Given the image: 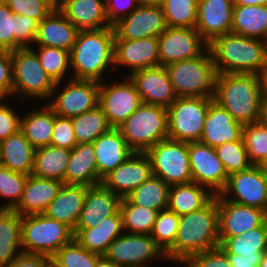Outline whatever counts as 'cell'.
Masks as SVG:
<instances>
[{
	"instance_id": "obj_58",
	"label": "cell",
	"mask_w": 267,
	"mask_h": 267,
	"mask_svg": "<svg viewBox=\"0 0 267 267\" xmlns=\"http://www.w3.org/2000/svg\"><path fill=\"white\" fill-rule=\"evenodd\" d=\"M232 267H259L262 257H243L241 255L227 254Z\"/></svg>"
},
{
	"instance_id": "obj_25",
	"label": "cell",
	"mask_w": 267,
	"mask_h": 267,
	"mask_svg": "<svg viewBox=\"0 0 267 267\" xmlns=\"http://www.w3.org/2000/svg\"><path fill=\"white\" fill-rule=\"evenodd\" d=\"M121 199L102 184L87 186L84 206L75 229L95 227L102 219L114 215L119 210Z\"/></svg>"
},
{
	"instance_id": "obj_35",
	"label": "cell",
	"mask_w": 267,
	"mask_h": 267,
	"mask_svg": "<svg viewBox=\"0 0 267 267\" xmlns=\"http://www.w3.org/2000/svg\"><path fill=\"white\" fill-rule=\"evenodd\" d=\"M71 150L51 145L36 148L32 175L64 182Z\"/></svg>"
},
{
	"instance_id": "obj_48",
	"label": "cell",
	"mask_w": 267,
	"mask_h": 267,
	"mask_svg": "<svg viewBox=\"0 0 267 267\" xmlns=\"http://www.w3.org/2000/svg\"><path fill=\"white\" fill-rule=\"evenodd\" d=\"M179 222L180 216L168 209L159 211L157 214L150 235L164 253L174 244Z\"/></svg>"
},
{
	"instance_id": "obj_45",
	"label": "cell",
	"mask_w": 267,
	"mask_h": 267,
	"mask_svg": "<svg viewBox=\"0 0 267 267\" xmlns=\"http://www.w3.org/2000/svg\"><path fill=\"white\" fill-rule=\"evenodd\" d=\"M215 151L228 175L247 170L253 165L250 162L242 137L239 140L215 147Z\"/></svg>"
},
{
	"instance_id": "obj_59",
	"label": "cell",
	"mask_w": 267,
	"mask_h": 267,
	"mask_svg": "<svg viewBox=\"0 0 267 267\" xmlns=\"http://www.w3.org/2000/svg\"><path fill=\"white\" fill-rule=\"evenodd\" d=\"M260 88H261V98L262 100H267V66L258 74Z\"/></svg>"
},
{
	"instance_id": "obj_8",
	"label": "cell",
	"mask_w": 267,
	"mask_h": 267,
	"mask_svg": "<svg viewBox=\"0 0 267 267\" xmlns=\"http://www.w3.org/2000/svg\"><path fill=\"white\" fill-rule=\"evenodd\" d=\"M152 175L169 186L193 182L188 155V142L166 138L148 149Z\"/></svg>"
},
{
	"instance_id": "obj_62",
	"label": "cell",
	"mask_w": 267,
	"mask_h": 267,
	"mask_svg": "<svg viewBox=\"0 0 267 267\" xmlns=\"http://www.w3.org/2000/svg\"><path fill=\"white\" fill-rule=\"evenodd\" d=\"M50 5L54 10H60L63 0H43Z\"/></svg>"
},
{
	"instance_id": "obj_67",
	"label": "cell",
	"mask_w": 267,
	"mask_h": 267,
	"mask_svg": "<svg viewBox=\"0 0 267 267\" xmlns=\"http://www.w3.org/2000/svg\"><path fill=\"white\" fill-rule=\"evenodd\" d=\"M124 267H146V266H143V265H134V266H124Z\"/></svg>"
},
{
	"instance_id": "obj_47",
	"label": "cell",
	"mask_w": 267,
	"mask_h": 267,
	"mask_svg": "<svg viewBox=\"0 0 267 267\" xmlns=\"http://www.w3.org/2000/svg\"><path fill=\"white\" fill-rule=\"evenodd\" d=\"M28 175L0 165V197L10 199L0 209H14L21 201Z\"/></svg>"
},
{
	"instance_id": "obj_57",
	"label": "cell",
	"mask_w": 267,
	"mask_h": 267,
	"mask_svg": "<svg viewBox=\"0 0 267 267\" xmlns=\"http://www.w3.org/2000/svg\"><path fill=\"white\" fill-rule=\"evenodd\" d=\"M5 267H51V258L43 254L22 252Z\"/></svg>"
},
{
	"instance_id": "obj_32",
	"label": "cell",
	"mask_w": 267,
	"mask_h": 267,
	"mask_svg": "<svg viewBox=\"0 0 267 267\" xmlns=\"http://www.w3.org/2000/svg\"><path fill=\"white\" fill-rule=\"evenodd\" d=\"M36 148L19 130L0 142V165L11 171L31 175L34 167Z\"/></svg>"
},
{
	"instance_id": "obj_49",
	"label": "cell",
	"mask_w": 267,
	"mask_h": 267,
	"mask_svg": "<svg viewBox=\"0 0 267 267\" xmlns=\"http://www.w3.org/2000/svg\"><path fill=\"white\" fill-rule=\"evenodd\" d=\"M0 49L16 50V19L4 0H0Z\"/></svg>"
},
{
	"instance_id": "obj_28",
	"label": "cell",
	"mask_w": 267,
	"mask_h": 267,
	"mask_svg": "<svg viewBox=\"0 0 267 267\" xmlns=\"http://www.w3.org/2000/svg\"><path fill=\"white\" fill-rule=\"evenodd\" d=\"M86 194L87 186L85 185L63 184L44 214L48 218L67 225L74 231L84 206Z\"/></svg>"
},
{
	"instance_id": "obj_55",
	"label": "cell",
	"mask_w": 267,
	"mask_h": 267,
	"mask_svg": "<svg viewBox=\"0 0 267 267\" xmlns=\"http://www.w3.org/2000/svg\"><path fill=\"white\" fill-rule=\"evenodd\" d=\"M20 126L21 119L16 115L12 108L0 104V142L18 132Z\"/></svg>"
},
{
	"instance_id": "obj_52",
	"label": "cell",
	"mask_w": 267,
	"mask_h": 267,
	"mask_svg": "<svg viewBox=\"0 0 267 267\" xmlns=\"http://www.w3.org/2000/svg\"><path fill=\"white\" fill-rule=\"evenodd\" d=\"M185 264L189 267H232L227 254L220 247L195 254Z\"/></svg>"
},
{
	"instance_id": "obj_20",
	"label": "cell",
	"mask_w": 267,
	"mask_h": 267,
	"mask_svg": "<svg viewBox=\"0 0 267 267\" xmlns=\"http://www.w3.org/2000/svg\"><path fill=\"white\" fill-rule=\"evenodd\" d=\"M151 175L148 156L145 153L134 152L120 166L105 175L101 184L123 198L147 181Z\"/></svg>"
},
{
	"instance_id": "obj_56",
	"label": "cell",
	"mask_w": 267,
	"mask_h": 267,
	"mask_svg": "<svg viewBox=\"0 0 267 267\" xmlns=\"http://www.w3.org/2000/svg\"><path fill=\"white\" fill-rule=\"evenodd\" d=\"M104 2L107 19L111 25L115 24L119 19L123 18L125 16L123 13L128 8H132V10L128 11V13H131L136 7L139 6L137 4V0H105Z\"/></svg>"
},
{
	"instance_id": "obj_44",
	"label": "cell",
	"mask_w": 267,
	"mask_h": 267,
	"mask_svg": "<svg viewBox=\"0 0 267 267\" xmlns=\"http://www.w3.org/2000/svg\"><path fill=\"white\" fill-rule=\"evenodd\" d=\"M99 257L73 239L51 257V267H95Z\"/></svg>"
},
{
	"instance_id": "obj_64",
	"label": "cell",
	"mask_w": 267,
	"mask_h": 267,
	"mask_svg": "<svg viewBox=\"0 0 267 267\" xmlns=\"http://www.w3.org/2000/svg\"><path fill=\"white\" fill-rule=\"evenodd\" d=\"M263 107H262V121L267 124V100H262Z\"/></svg>"
},
{
	"instance_id": "obj_14",
	"label": "cell",
	"mask_w": 267,
	"mask_h": 267,
	"mask_svg": "<svg viewBox=\"0 0 267 267\" xmlns=\"http://www.w3.org/2000/svg\"><path fill=\"white\" fill-rule=\"evenodd\" d=\"M188 155L193 182L209 188L214 195L220 194L229 175L215 148L200 141L188 142Z\"/></svg>"
},
{
	"instance_id": "obj_54",
	"label": "cell",
	"mask_w": 267,
	"mask_h": 267,
	"mask_svg": "<svg viewBox=\"0 0 267 267\" xmlns=\"http://www.w3.org/2000/svg\"><path fill=\"white\" fill-rule=\"evenodd\" d=\"M13 69L11 52L0 49V99L12 94Z\"/></svg>"
},
{
	"instance_id": "obj_43",
	"label": "cell",
	"mask_w": 267,
	"mask_h": 267,
	"mask_svg": "<svg viewBox=\"0 0 267 267\" xmlns=\"http://www.w3.org/2000/svg\"><path fill=\"white\" fill-rule=\"evenodd\" d=\"M242 138L253 165H262L267 160V124L262 120L243 125Z\"/></svg>"
},
{
	"instance_id": "obj_38",
	"label": "cell",
	"mask_w": 267,
	"mask_h": 267,
	"mask_svg": "<svg viewBox=\"0 0 267 267\" xmlns=\"http://www.w3.org/2000/svg\"><path fill=\"white\" fill-rule=\"evenodd\" d=\"M219 247L226 254L262 257L267 250V220L260 227L227 238Z\"/></svg>"
},
{
	"instance_id": "obj_60",
	"label": "cell",
	"mask_w": 267,
	"mask_h": 267,
	"mask_svg": "<svg viewBox=\"0 0 267 267\" xmlns=\"http://www.w3.org/2000/svg\"><path fill=\"white\" fill-rule=\"evenodd\" d=\"M234 5H266L267 0H233Z\"/></svg>"
},
{
	"instance_id": "obj_24",
	"label": "cell",
	"mask_w": 267,
	"mask_h": 267,
	"mask_svg": "<svg viewBox=\"0 0 267 267\" xmlns=\"http://www.w3.org/2000/svg\"><path fill=\"white\" fill-rule=\"evenodd\" d=\"M79 31L60 10H53L38 23L34 43L71 52Z\"/></svg>"
},
{
	"instance_id": "obj_6",
	"label": "cell",
	"mask_w": 267,
	"mask_h": 267,
	"mask_svg": "<svg viewBox=\"0 0 267 267\" xmlns=\"http://www.w3.org/2000/svg\"><path fill=\"white\" fill-rule=\"evenodd\" d=\"M194 59L174 62L166 66L177 97L213 98L216 71L212 54L206 49Z\"/></svg>"
},
{
	"instance_id": "obj_15",
	"label": "cell",
	"mask_w": 267,
	"mask_h": 267,
	"mask_svg": "<svg viewBox=\"0 0 267 267\" xmlns=\"http://www.w3.org/2000/svg\"><path fill=\"white\" fill-rule=\"evenodd\" d=\"M157 255L165 257L163 250L149 234H125L114 239L103 255L120 267L144 265Z\"/></svg>"
},
{
	"instance_id": "obj_26",
	"label": "cell",
	"mask_w": 267,
	"mask_h": 267,
	"mask_svg": "<svg viewBox=\"0 0 267 267\" xmlns=\"http://www.w3.org/2000/svg\"><path fill=\"white\" fill-rule=\"evenodd\" d=\"M64 182L28 175L21 201L14 208L21 216L44 214Z\"/></svg>"
},
{
	"instance_id": "obj_63",
	"label": "cell",
	"mask_w": 267,
	"mask_h": 267,
	"mask_svg": "<svg viewBox=\"0 0 267 267\" xmlns=\"http://www.w3.org/2000/svg\"><path fill=\"white\" fill-rule=\"evenodd\" d=\"M162 0H137L138 5H160Z\"/></svg>"
},
{
	"instance_id": "obj_30",
	"label": "cell",
	"mask_w": 267,
	"mask_h": 267,
	"mask_svg": "<svg viewBox=\"0 0 267 267\" xmlns=\"http://www.w3.org/2000/svg\"><path fill=\"white\" fill-rule=\"evenodd\" d=\"M98 176L93 143H80L71 150L65 173V184L95 186L101 184Z\"/></svg>"
},
{
	"instance_id": "obj_33",
	"label": "cell",
	"mask_w": 267,
	"mask_h": 267,
	"mask_svg": "<svg viewBox=\"0 0 267 267\" xmlns=\"http://www.w3.org/2000/svg\"><path fill=\"white\" fill-rule=\"evenodd\" d=\"M195 182L171 185L167 209L179 216L203 208L215 195Z\"/></svg>"
},
{
	"instance_id": "obj_46",
	"label": "cell",
	"mask_w": 267,
	"mask_h": 267,
	"mask_svg": "<svg viewBox=\"0 0 267 267\" xmlns=\"http://www.w3.org/2000/svg\"><path fill=\"white\" fill-rule=\"evenodd\" d=\"M35 52L43 70L55 83H61L64 74L71 65L70 52L54 47H39Z\"/></svg>"
},
{
	"instance_id": "obj_17",
	"label": "cell",
	"mask_w": 267,
	"mask_h": 267,
	"mask_svg": "<svg viewBox=\"0 0 267 267\" xmlns=\"http://www.w3.org/2000/svg\"><path fill=\"white\" fill-rule=\"evenodd\" d=\"M219 213V244L227 238L241 235L260 227L267 213L259 208L233 203L217 194Z\"/></svg>"
},
{
	"instance_id": "obj_39",
	"label": "cell",
	"mask_w": 267,
	"mask_h": 267,
	"mask_svg": "<svg viewBox=\"0 0 267 267\" xmlns=\"http://www.w3.org/2000/svg\"><path fill=\"white\" fill-rule=\"evenodd\" d=\"M170 186L161 178L151 177L126 197L135 205L162 211L167 209Z\"/></svg>"
},
{
	"instance_id": "obj_9",
	"label": "cell",
	"mask_w": 267,
	"mask_h": 267,
	"mask_svg": "<svg viewBox=\"0 0 267 267\" xmlns=\"http://www.w3.org/2000/svg\"><path fill=\"white\" fill-rule=\"evenodd\" d=\"M11 58L12 93L19 91L26 96L29 95L38 99H49L53 96L59 83H55L43 70L35 51L31 47L11 51Z\"/></svg>"
},
{
	"instance_id": "obj_3",
	"label": "cell",
	"mask_w": 267,
	"mask_h": 267,
	"mask_svg": "<svg viewBox=\"0 0 267 267\" xmlns=\"http://www.w3.org/2000/svg\"><path fill=\"white\" fill-rule=\"evenodd\" d=\"M217 74H259L267 66V42L228 33L209 45Z\"/></svg>"
},
{
	"instance_id": "obj_16",
	"label": "cell",
	"mask_w": 267,
	"mask_h": 267,
	"mask_svg": "<svg viewBox=\"0 0 267 267\" xmlns=\"http://www.w3.org/2000/svg\"><path fill=\"white\" fill-rule=\"evenodd\" d=\"M114 85L100 83L99 103L112 128H118L142 104L139 93L133 81Z\"/></svg>"
},
{
	"instance_id": "obj_65",
	"label": "cell",
	"mask_w": 267,
	"mask_h": 267,
	"mask_svg": "<svg viewBox=\"0 0 267 267\" xmlns=\"http://www.w3.org/2000/svg\"><path fill=\"white\" fill-rule=\"evenodd\" d=\"M259 267H267V250L263 253L262 259L259 263Z\"/></svg>"
},
{
	"instance_id": "obj_51",
	"label": "cell",
	"mask_w": 267,
	"mask_h": 267,
	"mask_svg": "<svg viewBox=\"0 0 267 267\" xmlns=\"http://www.w3.org/2000/svg\"><path fill=\"white\" fill-rule=\"evenodd\" d=\"M50 145L70 150L77 145L71 118L56 115Z\"/></svg>"
},
{
	"instance_id": "obj_18",
	"label": "cell",
	"mask_w": 267,
	"mask_h": 267,
	"mask_svg": "<svg viewBox=\"0 0 267 267\" xmlns=\"http://www.w3.org/2000/svg\"><path fill=\"white\" fill-rule=\"evenodd\" d=\"M48 104L56 115L72 118L94 109L99 103L100 80L73 79Z\"/></svg>"
},
{
	"instance_id": "obj_22",
	"label": "cell",
	"mask_w": 267,
	"mask_h": 267,
	"mask_svg": "<svg viewBox=\"0 0 267 267\" xmlns=\"http://www.w3.org/2000/svg\"><path fill=\"white\" fill-rule=\"evenodd\" d=\"M243 125L235 121L233 116L214 100L204 120L200 142L213 148L224 143L239 140L242 137Z\"/></svg>"
},
{
	"instance_id": "obj_5",
	"label": "cell",
	"mask_w": 267,
	"mask_h": 267,
	"mask_svg": "<svg viewBox=\"0 0 267 267\" xmlns=\"http://www.w3.org/2000/svg\"><path fill=\"white\" fill-rule=\"evenodd\" d=\"M118 129L134 152L145 153L168 138L167 108L142 103Z\"/></svg>"
},
{
	"instance_id": "obj_31",
	"label": "cell",
	"mask_w": 267,
	"mask_h": 267,
	"mask_svg": "<svg viewBox=\"0 0 267 267\" xmlns=\"http://www.w3.org/2000/svg\"><path fill=\"white\" fill-rule=\"evenodd\" d=\"M60 11L80 31L112 26L107 19L105 2L101 0H63Z\"/></svg>"
},
{
	"instance_id": "obj_29",
	"label": "cell",
	"mask_w": 267,
	"mask_h": 267,
	"mask_svg": "<svg viewBox=\"0 0 267 267\" xmlns=\"http://www.w3.org/2000/svg\"><path fill=\"white\" fill-rule=\"evenodd\" d=\"M122 217L118 210L104 220L102 219L95 227L88 229H74V239L85 249L103 256L110 243L121 234Z\"/></svg>"
},
{
	"instance_id": "obj_40",
	"label": "cell",
	"mask_w": 267,
	"mask_h": 267,
	"mask_svg": "<svg viewBox=\"0 0 267 267\" xmlns=\"http://www.w3.org/2000/svg\"><path fill=\"white\" fill-rule=\"evenodd\" d=\"M71 121L77 144L93 143L100 135L112 128L99 105L81 115L72 117Z\"/></svg>"
},
{
	"instance_id": "obj_61",
	"label": "cell",
	"mask_w": 267,
	"mask_h": 267,
	"mask_svg": "<svg viewBox=\"0 0 267 267\" xmlns=\"http://www.w3.org/2000/svg\"><path fill=\"white\" fill-rule=\"evenodd\" d=\"M95 267H120V266L106 259L104 256H100L96 261Z\"/></svg>"
},
{
	"instance_id": "obj_7",
	"label": "cell",
	"mask_w": 267,
	"mask_h": 267,
	"mask_svg": "<svg viewBox=\"0 0 267 267\" xmlns=\"http://www.w3.org/2000/svg\"><path fill=\"white\" fill-rule=\"evenodd\" d=\"M73 239V231L67 225L45 214L21 216V246L25 249L22 252L51 258Z\"/></svg>"
},
{
	"instance_id": "obj_4",
	"label": "cell",
	"mask_w": 267,
	"mask_h": 267,
	"mask_svg": "<svg viewBox=\"0 0 267 267\" xmlns=\"http://www.w3.org/2000/svg\"><path fill=\"white\" fill-rule=\"evenodd\" d=\"M114 40L113 26L79 31L70 52L71 66L76 74L72 79L98 81L106 67L114 64Z\"/></svg>"
},
{
	"instance_id": "obj_50",
	"label": "cell",
	"mask_w": 267,
	"mask_h": 267,
	"mask_svg": "<svg viewBox=\"0 0 267 267\" xmlns=\"http://www.w3.org/2000/svg\"><path fill=\"white\" fill-rule=\"evenodd\" d=\"M9 9L20 16H29L38 23L54 9L43 0H4Z\"/></svg>"
},
{
	"instance_id": "obj_37",
	"label": "cell",
	"mask_w": 267,
	"mask_h": 267,
	"mask_svg": "<svg viewBox=\"0 0 267 267\" xmlns=\"http://www.w3.org/2000/svg\"><path fill=\"white\" fill-rule=\"evenodd\" d=\"M21 215L14 209H0V263L9 265L21 252Z\"/></svg>"
},
{
	"instance_id": "obj_13",
	"label": "cell",
	"mask_w": 267,
	"mask_h": 267,
	"mask_svg": "<svg viewBox=\"0 0 267 267\" xmlns=\"http://www.w3.org/2000/svg\"><path fill=\"white\" fill-rule=\"evenodd\" d=\"M112 26L115 40L157 38L168 27L161 5H139Z\"/></svg>"
},
{
	"instance_id": "obj_23",
	"label": "cell",
	"mask_w": 267,
	"mask_h": 267,
	"mask_svg": "<svg viewBox=\"0 0 267 267\" xmlns=\"http://www.w3.org/2000/svg\"><path fill=\"white\" fill-rule=\"evenodd\" d=\"M126 65L132 72L159 66V48L156 37L139 40H114V65Z\"/></svg>"
},
{
	"instance_id": "obj_21",
	"label": "cell",
	"mask_w": 267,
	"mask_h": 267,
	"mask_svg": "<svg viewBox=\"0 0 267 267\" xmlns=\"http://www.w3.org/2000/svg\"><path fill=\"white\" fill-rule=\"evenodd\" d=\"M233 6V0H198L195 29L208 44L231 33Z\"/></svg>"
},
{
	"instance_id": "obj_27",
	"label": "cell",
	"mask_w": 267,
	"mask_h": 267,
	"mask_svg": "<svg viewBox=\"0 0 267 267\" xmlns=\"http://www.w3.org/2000/svg\"><path fill=\"white\" fill-rule=\"evenodd\" d=\"M98 176L102 179L126 161L134 151L129 147L118 128H111L94 142Z\"/></svg>"
},
{
	"instance_id": "obj_53",
	"label": "cell",
	"mask_w": 267,
	"mask_h": 267,
	"mask_svg": "<svg viewBox=\"0 0 267 267\" xmlns=\"http://www.w3.org/2000/svg\"><path fill=\"white\" fill-rule=\"evenodd\" d=\"M16 19V50L29 47L27 43L35 40L38 22L29 16L15 14Z\"/></svg>"
},
{
	"instance_id": "obj_41",
	"label": "cell",
	"mask_w": 267,
	"mask_h": 267,
	"mask_svg": "<svg viewBox=\"0 0 267 267\" xmlns=\"http://www.w3.org/2000/svg\"><path fill=\"white\" fill-rule=\"evenodd\" d=\"M119 211L122 217V227L131 231V234H151L157 210L133 204L127 197L120 201Z\"/></svg>"
},
{
	"instance_id": "obj_1",
	"label": "cell",
	"mask_w": 267,
	"mask_h": 267,
	"mask_svg": "<svg viewBox=\"0 0 267 267\" xmlns=\"http://www.w3.org/2000/svg\"><path fill=\"white\" fill-rule=\"evenodd\" d=\"M217 195L203 208L180 216L174 244L165 257L185 263L191 256L219 247Z\"/></svg>"
},
{
	"instance_id": "obj_36",
	"label": "cell",
	"mask_w": 267,
	"mask_h": 267,
	"mask_svg": "<svg viewBox=\"0 0 267 267\" xmlns=\"http://www.w3.org/2000/svg\"><path fill=\"white\" fill-rule=\"evenodd\" d=\"M56 114L47 105L42 110L27 113L21 118L20 130L35 148L50 145Z\"/></svg>"
},
{
	"instance_id": "obj_11",
	"label": "cell",
	"mask_w": 267,
	"mask_h": 267,
	"mask_svg": "<svg viewBox=\"0 0 267 267\" xmlns=\"http://www.w3.org/2000/svg\"><path fill=\"white\" fill-rule=\"evenodd\" d=\"M157 39L159 65L164 67L174 62L194 59L209 48V44L195 28L167 27Z\"/></svg>"
},
{
	"instance_id": "obj_66",
	"label": "cell",
	"mask_w": 267,
	"mask_h": 267,
	"mask_svg": "<svg viewBox=\"0 0 267 267\" xmlns=\"http://www.w3.org/2000/svg\"><path fill=\"white\" fill-rule=\"evenodd\" d=\"M261 167L263 168V170H264L265 172H267V160H265V161L263 162V164L261 165Z\"/></svg>"
},
{
	"instance_id": "obj_2",
	"label": "cell",
	"mask_w": 267,
	"mask_h": 267,
	"mask_svg": "<svg viewBox=\"0 0 267 267\" xmlns=\"http://www.w3.org/2000/svg\"><path fill=\"white\" fill-rule=\"evenodd\" d=\"M213 100L242 125L262 119L263 102L257 74H216Z\"/></svg>"
},
{
	"instance_id": "obj_34",
	"label": "cell",
	"mask_w": 267,
	"mask_h": 267,
	"mask_svg": "<svg viewBox=\"0 0 267 267\" xmlns=\"http://www.w3.org/2000/svg\"><path fill=\"white\" fill-rule=\"evenodd\" d=\"M231 33L267 42V6L234 5Z\"/></svg>"
},
{
	"instance_id": "obj_19",
	"label": "cell",
	"mask_w": 267,
	"mask_h": 267,
	"mask_svg": "<svg viewBox=\"0 0 267 267\" xmlns=\"http://www.w3.org/2000/svg\"><path fill=\"white\" fill-rule=\"evenodd\" d=\"M129 78L135 84L142 103L168 108L177 99L164 66L135 70Z\"/></svg>"
},
{
	"instance_id": "obj_12",
	"label": "cell",
	"mask_w": 267,
	"mask_h": 267,
	"mask_svg": "<svg viewBox=\"0 0 267 267\" xmlns=\"http://www.w3.org/2000/svg\"><path fill=\"white\" fill-rule=\"evenodd\" d=\"M233 192L235 199H227L225 194ZM225 200L259 208L267 213V175L261 165L228 176L225 188L220 192ZM225 196V197H224Z\"/></svg>"
},
{
	"instance_id": "obj_10",
	"label": "cell",
	"mask_w": 267,
	"mask_h": 267,
	"mask_svg": "<svg viewBox=\"0 0 267 267\" xmlns=\"http://www.w3.org/2000/svg\"><path fill=\"white\" fill-rule=\"evenodd\" d=\"M213 98L177 97L167 108L168 138L181 142L201 140L204 120Z\"/></svg>"
},
{
	"instance_id": "obj_42",
	"label": "cell",
	"mask_w": 267,
	"mask_h": 267,
	"mask_svg": "<svg viewBox=\"0 0 267 267\" xmlns=\"http://www.w3.org/2000/svg\"><path fill=\"white\" fill-rule=\"evenodd\" d=\"M160 5L168 27H196L198 0H162Z\"/></svg>"
}]
</instances>
